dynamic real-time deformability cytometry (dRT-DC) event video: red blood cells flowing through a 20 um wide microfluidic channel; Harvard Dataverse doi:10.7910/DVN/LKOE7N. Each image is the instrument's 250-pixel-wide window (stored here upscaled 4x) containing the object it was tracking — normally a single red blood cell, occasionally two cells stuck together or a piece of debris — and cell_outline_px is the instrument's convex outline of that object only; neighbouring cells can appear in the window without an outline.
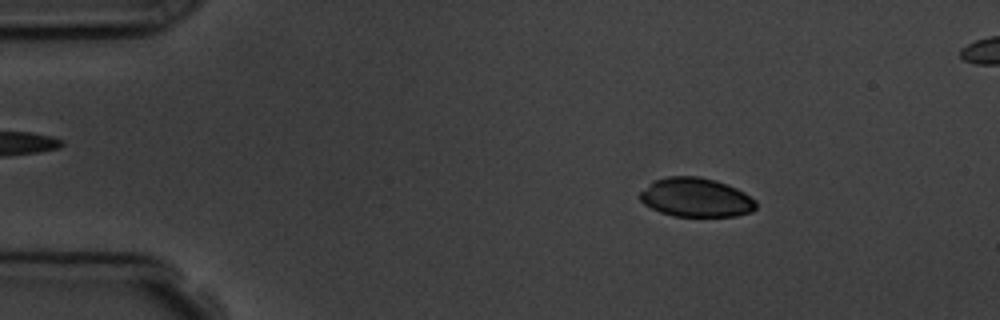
{"species": "common noctule bat (a hibernating species)", "species_latin": "Nyctalus noctula", "temperature_condition": "room temperature", "stored_images_in_passage": 5, "segment_of_instrument_passage": [1, 2], "camera_frame_rate_fps": 3000, "um_per_image_px": 0.085, "animal": {"sex": "male", "body_mass_g": 19.5, "forearm_length_mm": 54.6}, "frame": {"image": 1, "passage_image": 2, "time_ms": 1.333, "image_size_px": [1000, 320], "cell_outline_px": [[756, 208], [752, 212], [736, 216], [672, 216], [660, 212], [644, 204], [640, 200], [640, 192], [656, 180], [668, 176], [696, 176], [716, 180], [736, 188], [744, 192], [756, 200]], "centroid_in_image_um": [59.18, 16.79], "position_along_channel_um": 25.8, "area_um2": 26.3}}